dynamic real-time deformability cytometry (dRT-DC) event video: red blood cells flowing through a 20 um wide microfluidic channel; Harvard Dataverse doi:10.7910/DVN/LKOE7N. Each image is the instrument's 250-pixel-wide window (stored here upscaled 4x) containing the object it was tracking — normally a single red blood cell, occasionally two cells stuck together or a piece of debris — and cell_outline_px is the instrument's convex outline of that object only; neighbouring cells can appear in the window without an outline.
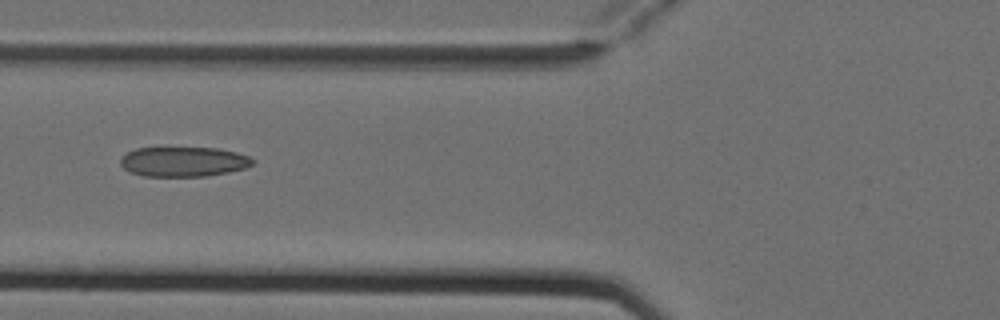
{"species": "Egyptian fruit bat (a non-hibernating species)", "species_latin": "Rousettus aegyptiacus", "temperature_condition": "cold", "stored_images_in_passage": 2, "camera_frame_rate_fps": 3000, "um_per_image_px": 0.085, "animal": {"sex": "female"}, "frame": {"image": 1, "passage_image": 2, "time_ms": 0.333, "image_size_px": [1000, 320], "cell_outline_px": [[256, 160], [252, 164], [244, 168], [228, 172], [204, 176], [144, 176], [132, 172], [124, 168], [120, 164], [120, 160], [128, 152], [136, 148], [216, 148], [236, 152], [248, 156]], "centroid_in_image_um": [15.61, 13.74], "position_along_channel_um": 110.2, "area_um2": 22.72}}